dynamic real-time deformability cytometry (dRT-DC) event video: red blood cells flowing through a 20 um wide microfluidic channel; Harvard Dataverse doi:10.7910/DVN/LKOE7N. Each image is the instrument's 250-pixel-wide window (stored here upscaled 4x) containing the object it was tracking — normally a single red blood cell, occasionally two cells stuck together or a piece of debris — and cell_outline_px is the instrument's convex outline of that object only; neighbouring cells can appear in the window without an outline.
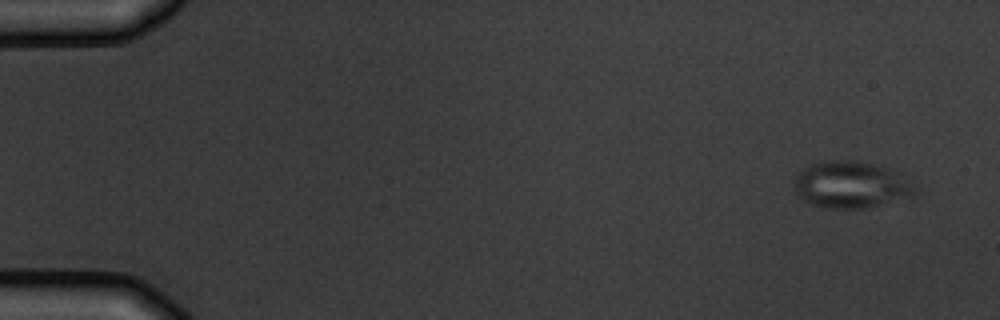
{"species": "common noctule bat (a hibernating species)", "species_latin": "Nyctalus noctula", "temperature_condition": "warm", "stored_images_in_passage": 5, "camera_frame_rate_fps": 3000, "um_per_image_px": 0.085, "animal": {"sex": "male", "body_mass_g": 19.5, "forearm_length_mm": 54.6}, "frame": {"image": 1, "passage_image": 1, "time_ms": 0.0, "image_size_px": [1000, 320], "cell_outline_px": [[916, 196], [864, 208], [828, 208], [812, 204], [804, 200], [792, 188], [792, 184], [796, 176], [804, 168], [812, 164], [824, 160], [856, 160], [888, 168], [896, 172], [916, 192]], "centroid_in_image_um": [72.26, 15.7], "position_along_channel_um": 12.7, "area_um2": 32.48}}